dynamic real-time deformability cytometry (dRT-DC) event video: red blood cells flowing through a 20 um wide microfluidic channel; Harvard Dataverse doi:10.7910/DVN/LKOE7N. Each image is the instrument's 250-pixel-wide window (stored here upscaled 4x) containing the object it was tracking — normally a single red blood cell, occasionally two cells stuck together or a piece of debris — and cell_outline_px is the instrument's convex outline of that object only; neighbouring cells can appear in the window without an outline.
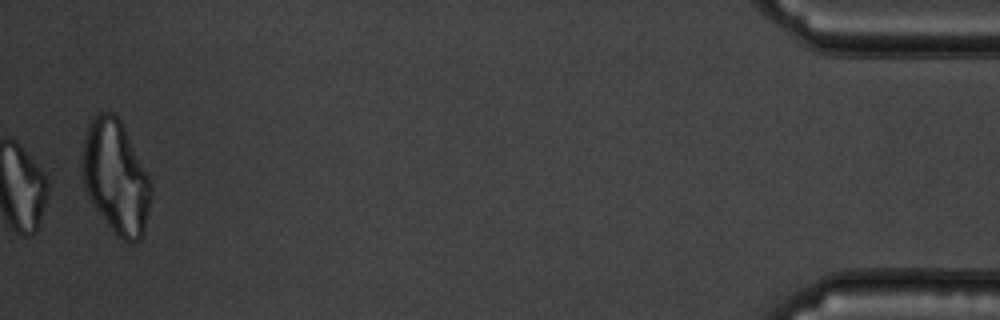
{"species": "common noctule bat (a hibernating species)", "species_latin": "Nyctalus noctula", "temperature_condition": "warm", "stored_images_in_passage": 54, "camera_frame_rate_fps": 3000, "um_per_image_px": 0.085, "animal": {"sex": "male", "body_mass_g": 19.5, "forearm_length_mm": 54.6}, "frame": {"image": 1, "passage_image": 54, "time_ms": 17.667, "image_size_px": [1000, 320], "cell_outline_px": [[152, 196], [144, 232], [140, 240], [128, 244], [116, 236], [112, 232], [88, 196], [84, 184], [84, 136], [88, 124], [100, 112], [112, 112], [120, 120], [152, 184]], "centroid_in_image_um": [9.88, 15.12], "position_along_channel_um": 425.3, "area_um2": 44.8}, "authors_computed_cell_mechanics": {"area_um2": 28.2353, "velocity_mm_per_s": 3.7409, "shape_relaxation_time_tau1_ms": null, "shape_relaxation_time_tau2_ms": 1.3328, "deformation_change_tau1": null, "deformation_change_tau2": 0.0696}}